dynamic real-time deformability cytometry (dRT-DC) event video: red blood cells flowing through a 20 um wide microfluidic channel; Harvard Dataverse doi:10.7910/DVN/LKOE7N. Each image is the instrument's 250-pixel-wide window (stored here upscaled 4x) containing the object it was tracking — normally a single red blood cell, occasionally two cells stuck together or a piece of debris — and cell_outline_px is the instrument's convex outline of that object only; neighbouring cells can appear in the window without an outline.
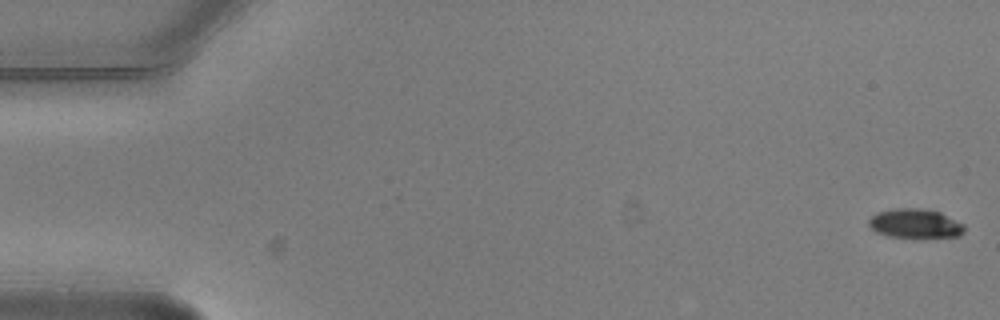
{"species": "common noctule bat (a hibernating species)", "species_latin": "Nyctalus noctula", "temperature_condition": "warm", "stored_images_in_passage": 7, "camera_frame_rate_fps": 3000, "um_per_image_px": 0.085, "animal": {"sex": "male", "body_mass_g": 20.5, "forearm_length_mm": 52.5}, "frame": {"image": 1, "passage_image": 1, "time_ms": 0.0, "image_size_px": [1000, 320], "cell_outline_px": [[964, 232], [960, 236], [920, 240], [888, 236], [876, 232], [868, 224], [868, 220], [872, 216], [880, 212], [896, 208], [916, 208], [940, 212], [964, 224]], "centroid_in_image_um": [77.83, 19.06], "position_along_channel_um": 7.2, "area_um2": 16.82}}
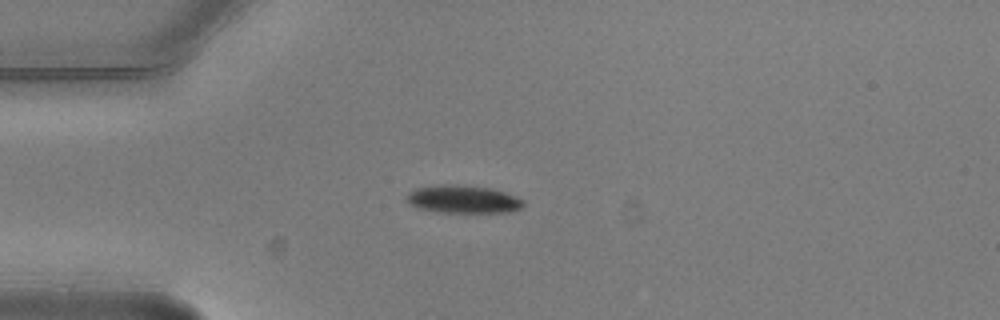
{"frame": {"image": 2, "passage_image": 5, "time_ms": 1.333, "image_size_px": [1000, 320], "cell_outline_px": [[524, 204], [520, 208], [512, 212], [436, 212], [420, 208], [408, 204], [404, 200], [404, 196], [408, 192], [416, 188], [440, 184], [456, 184], [492, 188], [504, 192], [524, 200]], "centroid_in_image_um": [39.31, 16.93], "position_along_channel_um": 45.7, "area_um2": 19.19}}
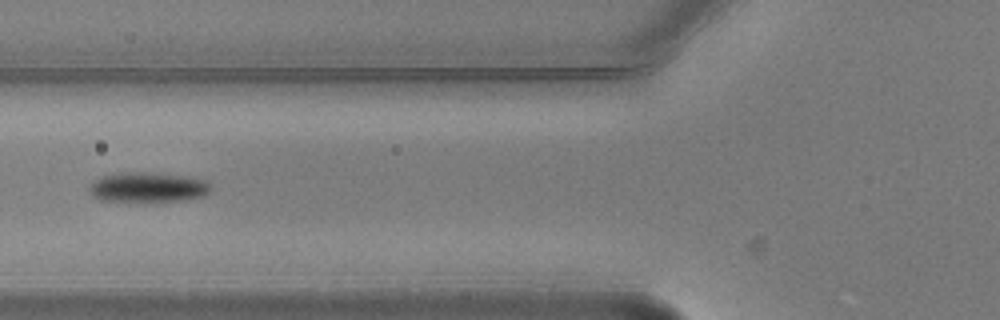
{"frame": {"image": 3, "passage_image": 7, "time_ms": 2.0, "image_size_px": [1000, 320], "cell_outline_px": [[212, 188], [204, 196], [180, 200], [100, 200], [88, 188], [92, 180], [100, 176], [120, 172], [144, 172], [188, 176], [204, 180]], "centroid_in_image_um": [12.55, 15.88], "position_along_channel_um": 113.2, "area_um2": 20.75}}